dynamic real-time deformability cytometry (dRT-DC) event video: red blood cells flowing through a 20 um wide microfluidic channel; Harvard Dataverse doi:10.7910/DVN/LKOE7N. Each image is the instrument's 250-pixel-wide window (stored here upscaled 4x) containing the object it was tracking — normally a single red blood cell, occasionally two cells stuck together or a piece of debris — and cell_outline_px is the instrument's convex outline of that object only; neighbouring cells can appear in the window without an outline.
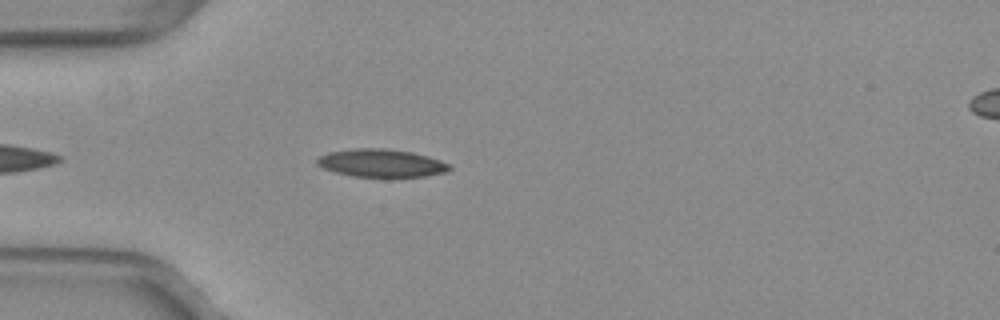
{"species": "common noctule bat (a hibernating species)", "species_latin": "Nyctalus noctula", "temperature_condition": "warm", "stored_images_in_passage": 24, "camera_frame_rate_fps": 3000, "um_per_image_px": 0.085, "animal": {"sex": "female", "body_mass_g": 29.2, "forearm_length_mm": 56.3}, "frame": {"image": 1, "passage_image": 2, "time_ms": 0.333, "image_size_px": [1000, 320], "cell_outline_px": [[452, 168], [448, 172], [424, 176], [392, 180], [384, 180], [352, 176], [336, 172], [324, 168], [316, 164], [316, 160], [320, 156], [328, 152], [352, 148], [384, 148], [412, 152], [428, 156], [440, 160], [448, 164]], "centroid_in_image_um": [32.44, 13.91], "position_along_channel_um": 52.6, "area_um2": 22.54}}
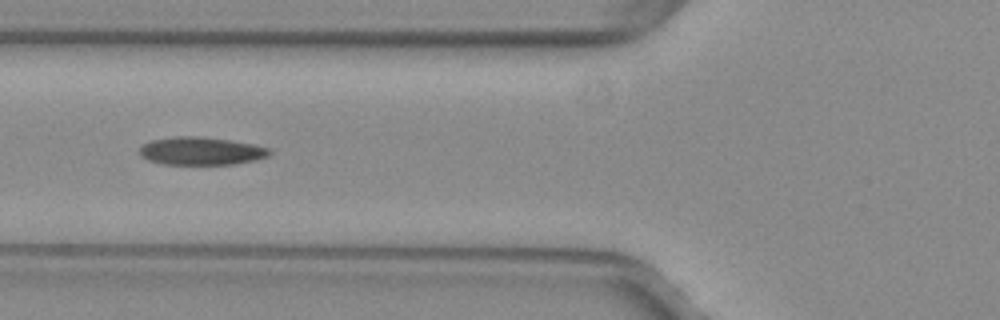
{"frame": {"image": 2, "passage_image": 7, "time_ms": 2.0, "image_size_px": [1000, 320], "cell_outline_px": [[272, 152], [268, 156], [252, 160], [232, 164], [164, 164], [148, 160], [140, 156], [140, 148], [148, 140], [176, 136], [200, 136], [232, 140], [252, 144], [268, 148]], "centroid_in_image_um": [17.05, 12.82], "position_along_channel_um": 108.7, "area_um2": 21.1}}
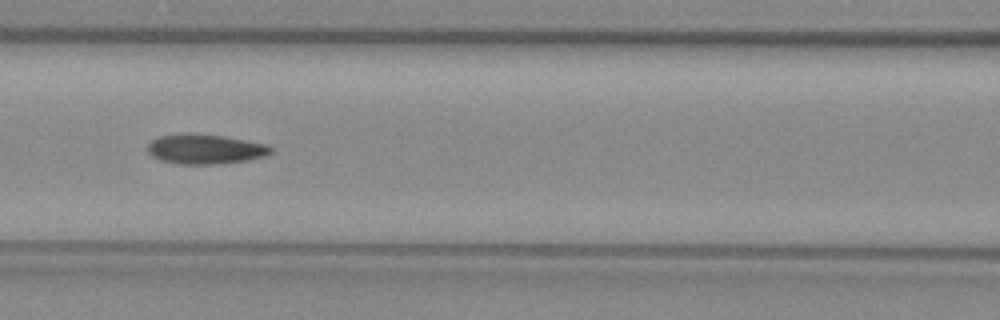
{"frame": {"image": 3, "passage_image": 10, "time_ms": 3.0, "image_size_px": [1000, 320], "cell_outline_px": [[272, 152], [264, 156], [244, 160], [216, 164], [180, 164], [160, 160], [152, 156], [148, 152], [148, 144], [152, 140], [160, 136], [192, 132], [224, 136], [268, 144], [272, 148]], "centroid_in_image_um": [17.43, 12.66], "position_along_channel_um": 149.2, "area_um2": 21.39}}